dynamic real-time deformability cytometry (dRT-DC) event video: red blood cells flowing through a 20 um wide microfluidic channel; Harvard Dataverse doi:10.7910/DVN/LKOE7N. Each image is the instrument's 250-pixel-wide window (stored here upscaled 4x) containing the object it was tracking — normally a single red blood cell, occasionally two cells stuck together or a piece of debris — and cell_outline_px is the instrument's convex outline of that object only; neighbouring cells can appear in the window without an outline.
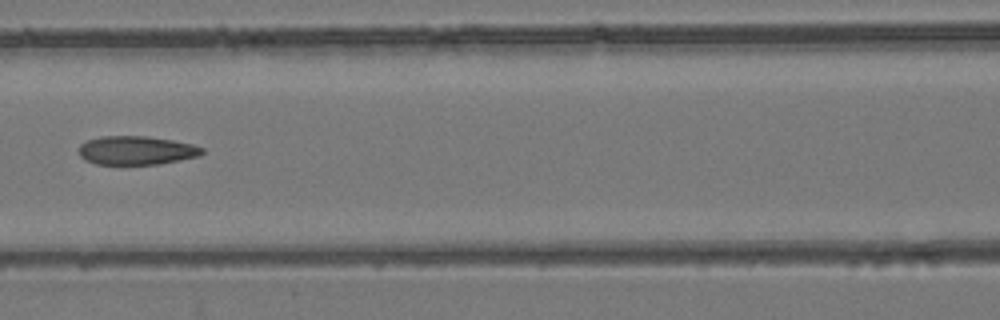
{"species": "common noctule bat (a hibernating species)", "species_latin": "Nyctalus noctula", "temperature_condition": "room temperature", "stored_images_in_passage": 5, "camera_frame_rate_fps": 3000, "um_per_image_px": 0.085, "animal": {"sex": "female", "body_mass_g": 24.6, "forearm_length_mm": 56.2}, "frame": {"image": 1, "passage_image": 4, "time_ms": 1.0, "image_size_px": [1000, 320], "cell_outline_px": [[204, 152], [200, 156], [160, 164], [96, 164], [84, 160], [80, 156], [80, 144], [88, 140], [100, 136], [148, 136], [172, 140], [192, 144], [204, 148]], "centroid_in_image_um": [11.61, 12.78], "position_along_channel_um": 155.0, "area_um2": 20.69}}
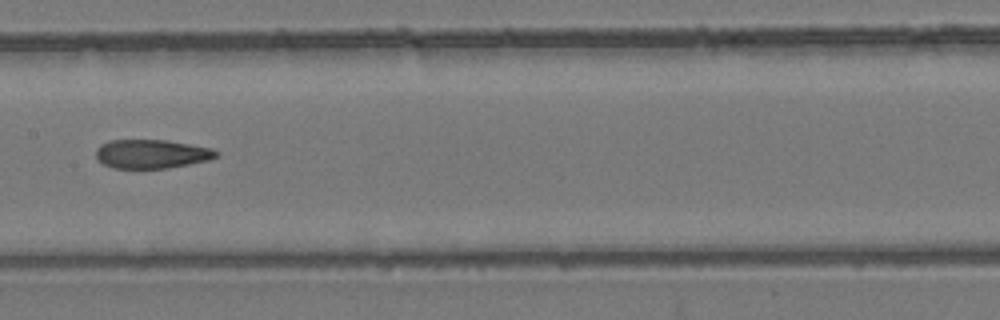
{"frame": {"image": 2, "passage_image": 5, "time_ms": 1.333, "image_size_px": [1000, 320], "cell_outline_px": [[220, 152], [216, 156], [208, 160], [168, 168], [112, 168], [96, 160], [96, 148], [100, 144], [108, 140], [168, 140], [212, 148]], "centroid_in_image_um": [12.85, 13.08], "position_along_channel_um": 194.5, "area_um2": 20.35}}